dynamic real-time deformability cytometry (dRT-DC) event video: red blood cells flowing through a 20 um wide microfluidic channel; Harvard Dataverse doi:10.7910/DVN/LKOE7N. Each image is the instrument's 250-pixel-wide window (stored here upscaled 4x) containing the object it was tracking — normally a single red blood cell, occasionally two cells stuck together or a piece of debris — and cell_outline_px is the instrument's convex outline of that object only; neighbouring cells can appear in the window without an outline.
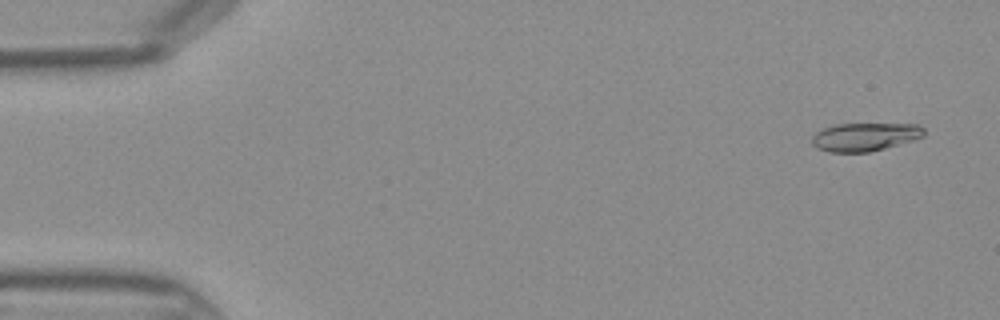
{"species": "Egyptian fruit bat (a non-hibernating species)", "species_latin": "Rousettus aegyptiacus", "temperature_condition": "warm", "stored_images_in_passage": 45, "camera_frame_rate_fps": 3000, "um_per_image_px": 0.085, "frame": {"image": 1, "passage_image": 3, "time_ms": 0.667, "image_size_px": [1000, 320], "cell_outline_px": [[924, 136], [916, 140], [868, 152], [828, 152], [816, 148], [812, 144], [812, 136], [816, 132], [824, 128], [836, 124], [920, 124], [924, 128]], "centroid_in_image_um": [73.53, 11.63], "position_along_channel_um": 11.5, "area_um2": 18.55}}
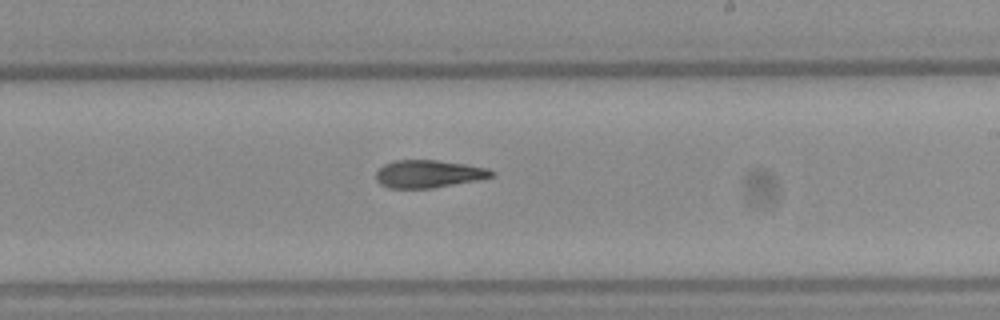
{"frame": {"image": 2, "passage_image": 27, "time_ms": 8.667, "image_size_px": [1000, 320], "cell_outline_px": [[496, 172], [492, 176], [476, 180], [432, 188], [388, 188], [380, 184], [376, 180], [376, 172], [384, 164], [392, 160], [436, 160], [464, 164], [488, 168]], "centroid_in_image_um": [36.39, 14.77], "position_along_channel_um": 252.6, "area_um2": 18.55}}
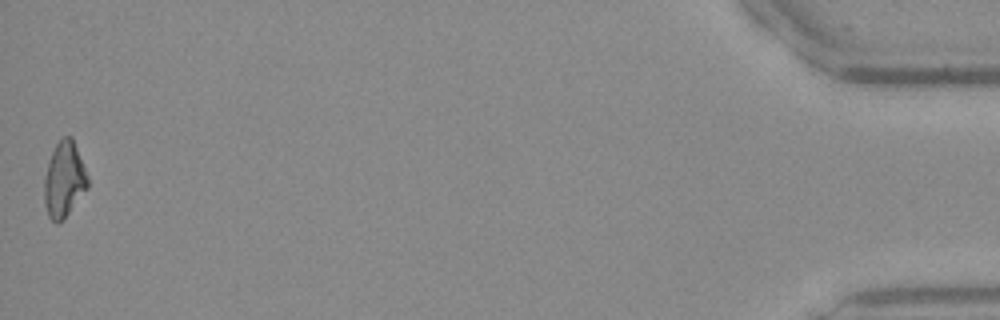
{"frame": {"image": 3, "passage_image": 45, "time_ms": 14.667, "image_size_px": [1000, 320], "cell_outline_px": [[88, 188], [64, 220], [56, 224], [48, 216], [44, 200], [44, 176], [52, 152], [56, 144], [64, 136], [72, 136], [88, 176]], "centroid_in_image_um": [5.46, 15.3], "position_along_channel_um": 429.7, "area_um2": 19.19}}